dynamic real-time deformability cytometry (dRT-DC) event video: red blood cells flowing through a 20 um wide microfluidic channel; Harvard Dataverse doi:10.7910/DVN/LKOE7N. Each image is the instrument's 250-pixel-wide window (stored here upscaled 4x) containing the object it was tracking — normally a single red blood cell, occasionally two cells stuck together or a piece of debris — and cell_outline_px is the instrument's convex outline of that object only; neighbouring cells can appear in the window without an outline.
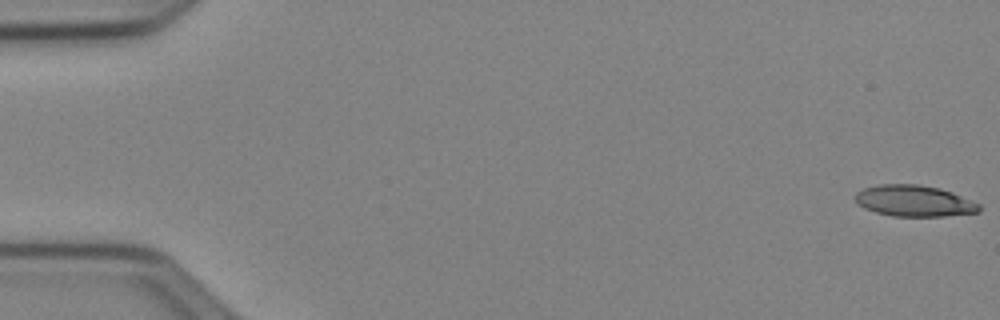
{"species": "Egyptian fruit bat (a non-hibernating species)", "species_latin": "Rousettus aegyptiacus", "temperature_condition": "cold", "stored_images_in_passage": 52, "camera_frame_rate_fps": 3000, "um_per_image_px": 0.085, "animal": {"sex": "female"}, "frame": {"image": 1, "passage_image": 1, "time_ms": 0.0, "image_size_px": [1000, 320], "cell_outline_px": [[980, 212], [944, 216], [892, 216], [876, 212], [864, 208], [856, 204], [856, 192], [864, 188], [880, 184], [920, 184], [940, 188], [952, 192], [980, 204]], "centroid_in_image_um": [77.7, 17.07], "position_along_channel_um": 7.3, "area_um2": 22.6}}
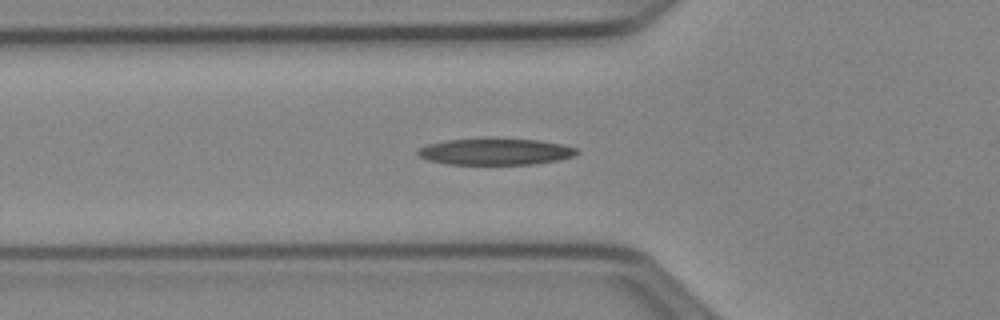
{"frame": {"image": 2, "passage_image": 19, "time_ms": 6.0, "image_size_px": [1000, 320], "cell_outline_px": [[580, 152], [572, 156], [556, 160], [532, 164], [448, 164], [428, 160], [420, 156], [416, 152], [420, 148], [428, 144], [448, 140], [536, 140], [560, 144], [576, 148]], "centroid_in_image_um": [42.09, 12.91], "position_along_channel_um": 83.7, "area_um2": 23.64}}
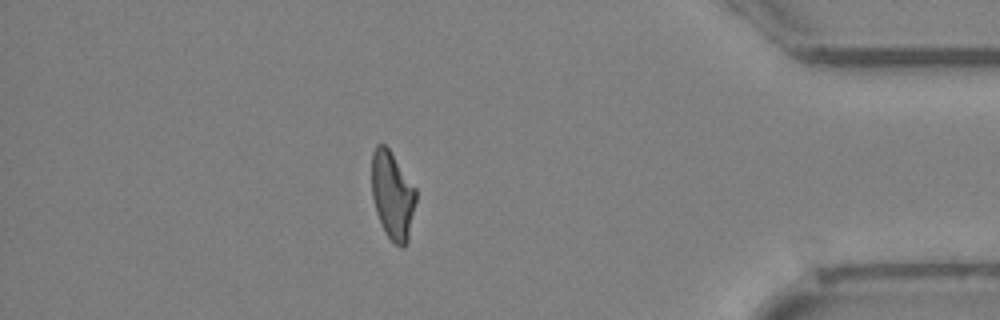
{"frame": {"image": 3, "passage_image": 46, "time_ms": 15.0, "image_size_px": [1000, 320], "cell_outline_px": [[416, 200], [408, 240], [400, 248], [384, 232], [376, 212], [372, 196], [372, 152], [376, 144], [384, 144], [388, 148], [416, 188]], "centroid_in_image_um": [33.35, 16.59], "position_along_channel_um": 401.8, "area_um2": 22.48}, "authors_computed_cell_mechanics": {"area_um2": 23.6113, "velocity_mm_per_s": 3.9443, "shape_relaxation_time_tau1_ms": 7.008, "shape_relaxation_time_tau2_ms": 4.8633, "deformation_change_tau1": 0.2242, "deformation_change_tau2": 0.1629}}